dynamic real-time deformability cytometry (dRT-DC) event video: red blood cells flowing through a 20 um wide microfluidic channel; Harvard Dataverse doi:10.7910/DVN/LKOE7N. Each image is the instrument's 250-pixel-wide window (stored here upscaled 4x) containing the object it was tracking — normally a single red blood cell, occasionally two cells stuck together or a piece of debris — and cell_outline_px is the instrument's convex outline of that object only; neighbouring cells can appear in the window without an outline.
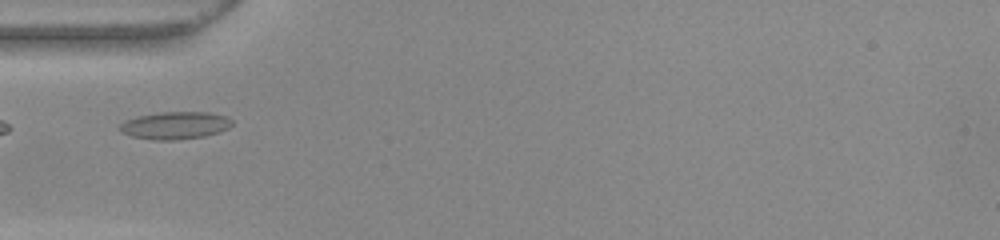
{"species": "common noctule bat (a hibernating species)", "species_latin": "Nyctalus noctula", "temperature_condition": "warm", "stored_images_in_passage": 37, "camera_frame_rate_fps": 3000, "um_per_image_px": 0.085, "animal": {"sex": "female", "body_mass_g": 22.0, "forearm_length_mm": 56.7}, "frame": {"image": 1, "passage_image": 1, "time_ms": 0.0, "image_size_px": [1000, 240], "cell_outline_px": [[232, 124], [228, 128], [220, 132], [204, 136], [176, 140], [152, 140], [132, 136], [120, 132], [120, 124], [136, 116], [160, 112], [208, 112], [224, 116], [232, 120]], "centroid_in_image_um": [14.88, 10.66], "position_along_channel_um": 70.1, "area_um2": 17.92}}
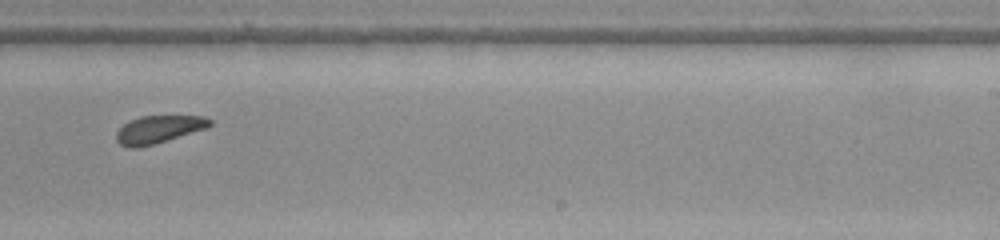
{"frame": {"image": 2, "passage_image": 17, "time_ms": 5.333, "image_size_px": [1000, 240], "cell_outline_px": [[212, 124], [204, 128], [152, 144], [136, 148], [128, 148], [120, 144], [116, 140], [116, 132], [124, 124], [140, 116], [204, 116], [212, 120]], "centroid_in_image_um": [13.44, 10.99], "position_along_channel_um": 275.6, "area_um2": 14.62}}
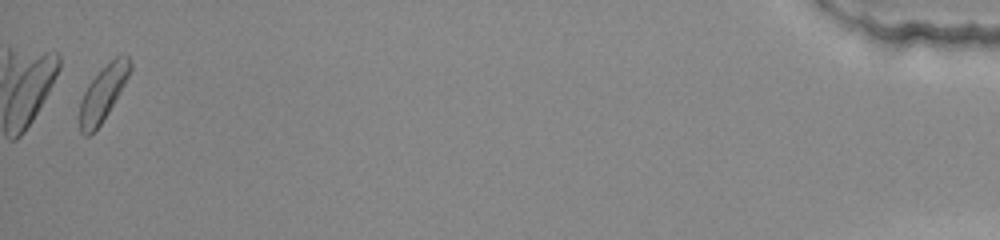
{"frame": {"image": 3, "passage_image": 36, "time_ms": 11.667, "image_size_px": [1000, 240], "cell_outline_px": [[132, 68], [124, 84], [108, 112], [100, 124], [88, 136], [84, 136], [80, 132], [80, 100], [88, 84], [116, 56], [124, 52], [128, 56], [132, 64]], "centroid_in_image_um": [8.76, 7.91], "position_along_channel_um": 426.4, "area_um2": 15.72}, "authors_computed_cell_mechanics": {"area_um2": 15.606, "velocity_mm_per_s": 3.8557, "shape_relaxation_time_tau1_ms": 1.9102, "shape_relaxation_time_tau2_ms": 2.9419, "deformation_change_tau1": 0.0564, "deformation_change_tau2": 0.1083}}